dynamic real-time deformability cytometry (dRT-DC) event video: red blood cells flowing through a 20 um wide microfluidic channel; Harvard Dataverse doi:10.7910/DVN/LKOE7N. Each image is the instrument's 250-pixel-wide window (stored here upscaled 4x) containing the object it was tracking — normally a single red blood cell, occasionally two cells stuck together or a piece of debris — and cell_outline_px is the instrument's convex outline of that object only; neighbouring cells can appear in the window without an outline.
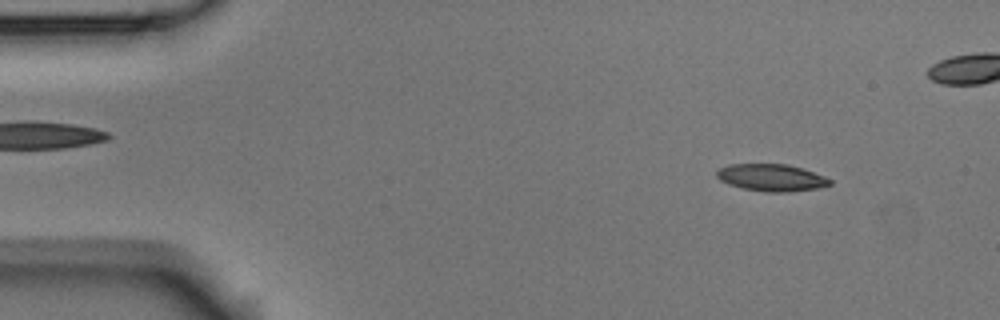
{"species": "Egyptian fruit bat (a non-hibernating species)", "species_latin": "Rousettus aegyptiacus", "temperature_condition": "room temperature", "stored_images_in_passage": 6, "segment_of_instrument_passage": [1, 2], "camera_frame_rate_fps": 3000, "um_per_image_px": 0.085, "animal": {"sex": "male"}, "frame": {"image": 1, "passage_image": 1, "time_ms": 0.0, "image_size_px": [1000, 320], "cell_outline_px": [[832, 184], [816, 188], [792, 192], [764, 192], [744, 188], [728, 184], [720, 180], [716, 176], [716, 168], [728, 164], [788, 164], [824, 176], [832, 180]], "centroid_in_image_um": [65.53, 15.09], "position_along_channel_um": 19.5, "area_um2": 17.92}}
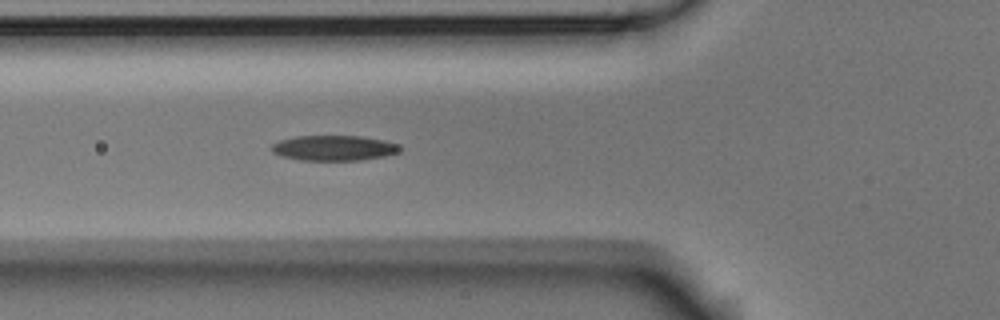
{"frame": {"image": 2, "passage_image": 5, "time_ms": 1.333, "image_size_px": [1000, 320], "cell_outline_px": [[400, 152], [384, 156], [360, 160], [300, 160], [280, 156], [272, 152], [272, 144], [280, 140], [296, 136], [360, 136], [384, 140], [400, 144]], "centroid_in_image_um": [28.39, 12.58], "position_along_channel_um": 97.4, "area_um2": 18.9}}